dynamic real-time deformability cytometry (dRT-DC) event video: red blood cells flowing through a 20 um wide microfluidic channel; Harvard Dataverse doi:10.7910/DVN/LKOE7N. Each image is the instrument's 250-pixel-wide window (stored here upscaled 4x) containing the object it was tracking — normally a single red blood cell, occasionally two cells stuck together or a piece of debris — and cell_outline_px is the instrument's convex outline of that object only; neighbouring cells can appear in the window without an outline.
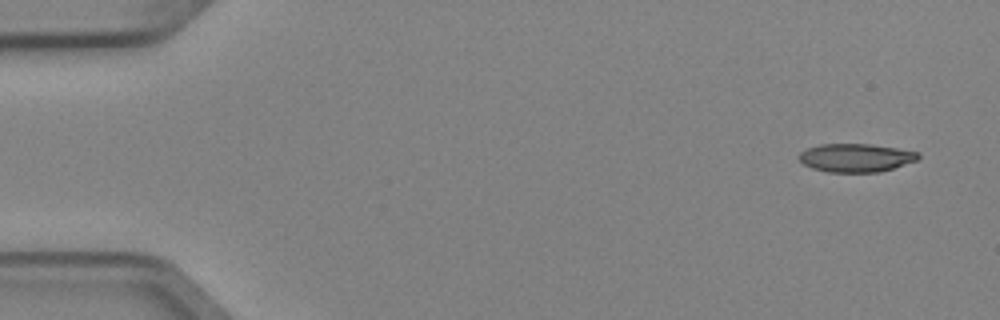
{"species": "Egyptian fruit bat (a non-hibernating species)", "species_latin": "Rousettus aegyptiacus", "temperature_condition": "cold", "stored_images_in_passage": 5, "camera_frame_rate_fps": 3000, "um_per_image_px": 0.085, "animal": {"sex": "female"}, "frame": {"image": 1, "passage_image": 1, "time_ms": 0.0, "image_size_px": [1000, 320], "cell_outline_px": [[920, 156], [916, 160], [880, 172], [828, 172], [812, 168], [804, 164], [796, 156], [800, 152], [808, 148], [820, 144], [868, 144], [896, 148], [920, 152]], "centroid_in_image_um": [72.72, 13.41], "position_along_channel_um": 12.3, "area_um2": 19.59}}
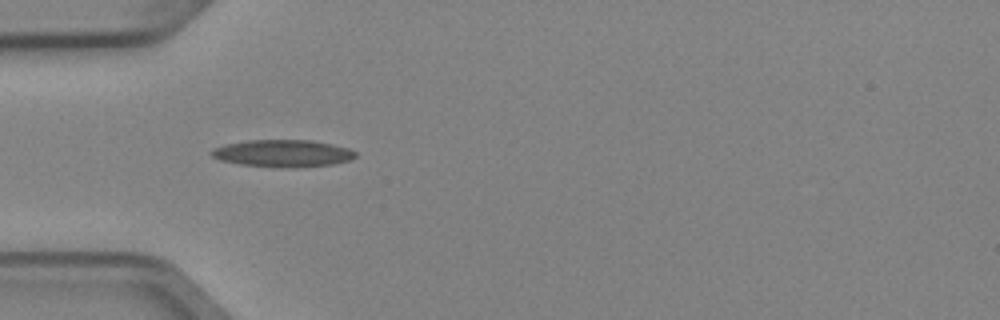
{"frame": {"image": 2, "passage_image": 4, "time_ms": 1.0, "image_size_px": [1000, 320], "cell_outline_px": [[356, 156], [348, 160], [332, 164], [288, 168], [276, 168], [240, 164], [220, 160], [212, 156], [208, 152], [212, 148], [228, 144], [248, 140], [312, 140], [348, 148], [356, 152]], "centroid_in_image_um": [23.99, 13.04], "position_along_channel_um": 61.0, "area_um2": 22.77}}
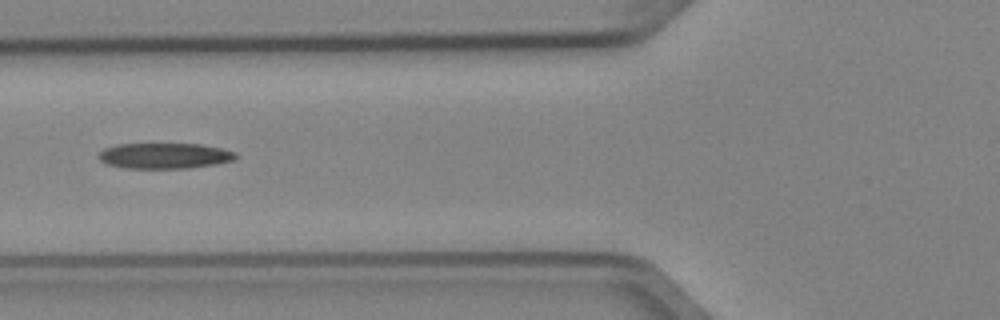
{"frame": {"image": 3, "passage_image": 5, "time_ms": 1.333, "image_size_px": [1000, 320], "cell_outline_px": [[236, 156], [232, 160], [216, 164], [188, 168], [128, 168], [108, 164], [100, 160], [100, 152], [104, 148], [116, 144], [200, 144], [220, 148], [236, 152]], "centroid_in_image_um": [13.99, 13.23], "position_along_channel_um": 111.8, "area_um2": 20.23}}